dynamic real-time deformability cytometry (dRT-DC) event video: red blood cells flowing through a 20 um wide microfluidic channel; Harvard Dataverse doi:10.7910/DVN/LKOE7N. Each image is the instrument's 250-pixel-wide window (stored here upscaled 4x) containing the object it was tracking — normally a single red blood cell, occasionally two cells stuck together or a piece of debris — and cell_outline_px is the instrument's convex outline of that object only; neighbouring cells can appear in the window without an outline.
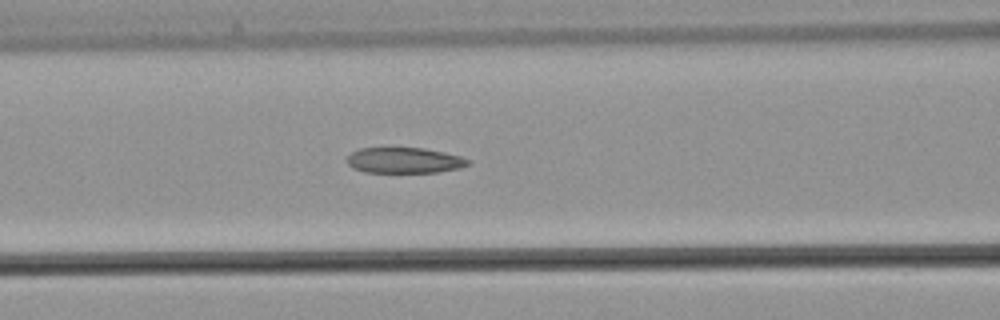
{"species": "common noctule bat (a hibernating species)", "species_latin": "Nyctalus noctula", "temperature_condition": "warm", "stored_images_in_passage": 39, "camera_frame_rate_fps": 3000, "um_per_image_px": 0.085, "animal": {"sex": "male", "body_mass_g": 21.5, "forearm_length_mm": 52.0}, "frame": {"image": 1, "passage_image": 17, "time_ms": 5.333, "image_size_px": [1000, 320], "cell_outline_px": [[472, 164], [460, 168], [436, 172], [364, 172], [352, 168], [344, 160], [352, 152], [360, 148], [424, 148], [444, 152], [460, 156], [472, 160]], "centroid_in_image_um": [34.38, 13.63], "position_along_channel_um": 132.2, "area_um2": 18.26}}